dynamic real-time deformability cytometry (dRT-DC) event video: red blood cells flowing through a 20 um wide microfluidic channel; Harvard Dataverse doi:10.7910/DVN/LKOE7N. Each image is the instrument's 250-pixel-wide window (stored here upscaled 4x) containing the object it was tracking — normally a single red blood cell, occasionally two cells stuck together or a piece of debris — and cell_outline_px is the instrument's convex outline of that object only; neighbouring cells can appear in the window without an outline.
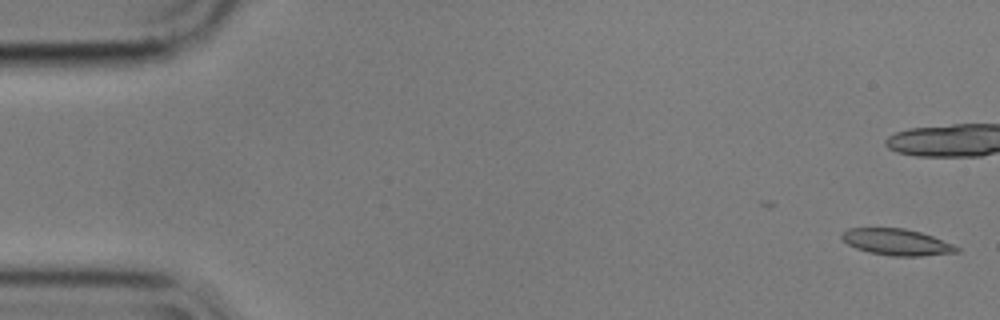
{"species": "common noctule bat (a hibernating species)", "species_latin": "Nyctalus noctula", "temperature_condition": "cold", "stored_images_in_passage": 52, "camera_frame_rate_fps": 3000, "um_per_image_px": 0.085, "animal": {"sex": "male", "body_mass_g": 17.9}, "frame": {"image": 1, "passage_image": 1, "time_ms": 0.0, "image_size_px": [1000, 320], "cell_outline_px": [[960, 252], [920, 256], [892, 256], [868, 252], [856, 248], [848, 244], [840, 236], [840, 232], [848, 228], [904, 228], [920, 232], [932, 236], [952, 244], [960, 248]], "centroid_in_image_um": [76.2, 20.57], "position_along_channel_um": 8.8, "area_um2": 17.69}, "authors_computed_cell_mechanics": {"area_um2": 17.9758, "velocity_mm_per_s": 3.5648, "shape_relaxation_time_tau1_ms": null, "shape_relaxation_time_tau2_ms": 7.2703, "deformation_change_tau1": null, "deformation_change_tau2": 0.172}}